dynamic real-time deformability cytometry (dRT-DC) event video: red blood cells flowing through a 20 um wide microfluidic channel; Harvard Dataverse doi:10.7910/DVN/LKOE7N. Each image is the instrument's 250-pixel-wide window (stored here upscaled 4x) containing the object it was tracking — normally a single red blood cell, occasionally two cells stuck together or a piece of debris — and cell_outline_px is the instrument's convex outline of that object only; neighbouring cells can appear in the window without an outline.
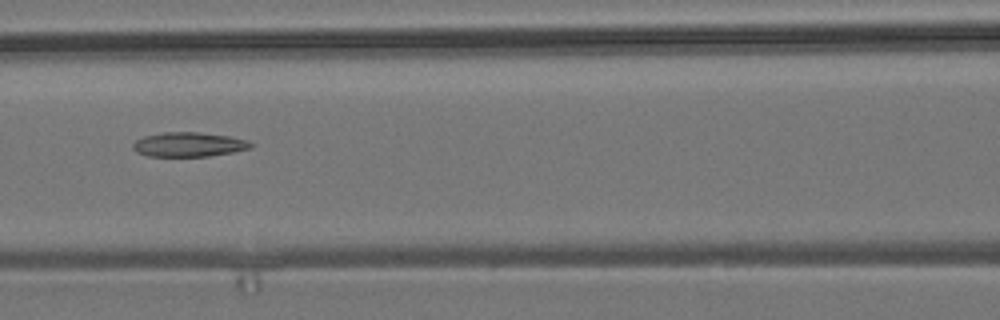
{"species": "common noctule bat (a hibernating species)", "species_latin": "Nyctalus noctula", "temperature_condition": "room temperature", "stored_images_in_passage": 5, "camera_frame_rate_fps": 3000, "um_per_image_px": 0.085, "animal": {"sex": "male", "body_mass_g": 19.2, "forearm_length_mm": 51.8}, "frame": {"image": 1, "passage_image": 3, "time_ms": 0.667, "image_size_px": [1000, 320], "cell_outline_px": [[252, 148], [232, 152], [208, 156], [148, 156], [136, 152], [132, 148], [132, 144], [136, 140], [144, 136], [164, 132], [200, 132], [228, 136], [248, 140], [252, 144]], "centroid_in_image_um": [16.03, 12.28], "position_along_channel_um": 150.6, "area_um2": 16.76}}
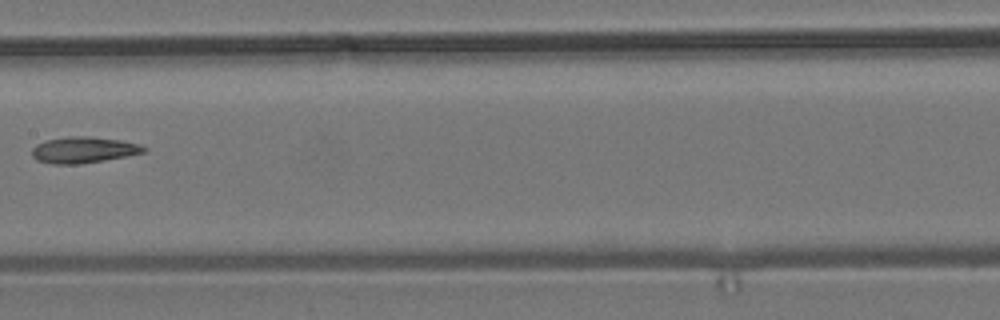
{"frame": {"image": 2, "passage_image": 4, "time_ms": 1.0, "image_size_px": [1000, 320], "cell_outline_px": [[148, 148], [144, 152], [104, 160], [80, 164], [52, 164], [36, 160], [32, 156], [32, 148], [36, 144], [44, 140], [68, 136], [88, 136], [120, 140], [140, 144]], "centroid_in_image_um": [7.06, 12.73], "position_along_channel_um": 200.3, "area_um2": 17.11}}
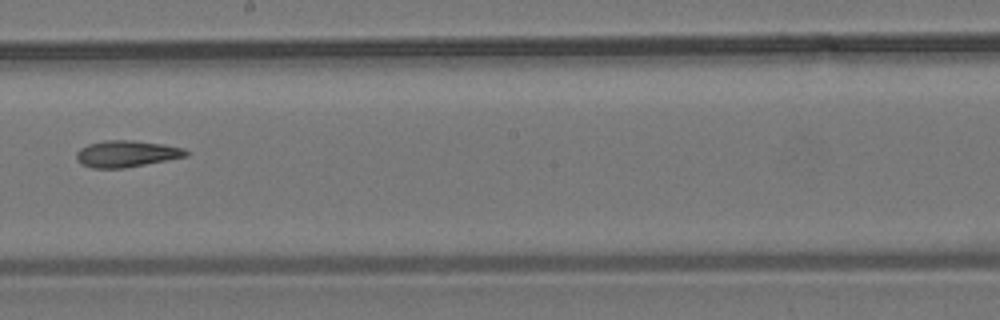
{"frame": {"image": 3, "passage_image": 5, "time_ms": 1.333, "image_size_px": [1000, 320], "cell_outline_px": [[188, 156], [168, 160], [124, 168], [92, 168], [80, 164], [76, 160], [76, 152], [80, 148], [88, 144], [104, 140], [132, 140], [164, 144], [184, 148], [188, 152]], "centroid_in_image_um": [10.73, 13.07], "position_along_channel_um": 237.5, "area_um2": 17.11}}